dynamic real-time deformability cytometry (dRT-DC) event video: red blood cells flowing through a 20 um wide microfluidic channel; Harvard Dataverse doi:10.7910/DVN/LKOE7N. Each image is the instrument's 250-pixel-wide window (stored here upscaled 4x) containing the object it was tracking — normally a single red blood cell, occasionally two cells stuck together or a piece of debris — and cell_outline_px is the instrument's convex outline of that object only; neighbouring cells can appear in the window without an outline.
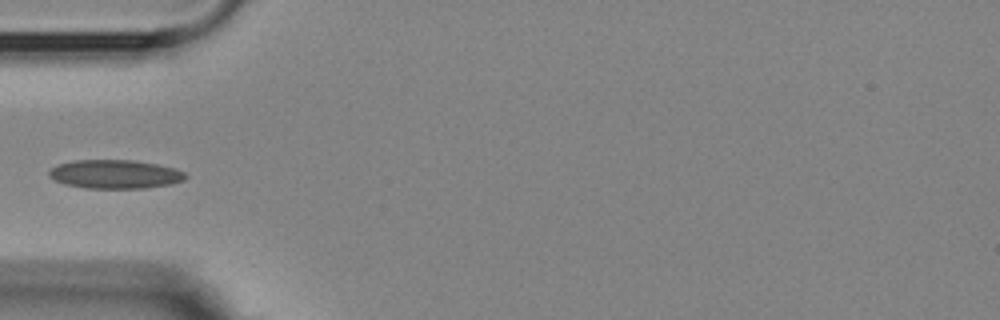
{"species": "Egyptian fruit bat (a non-hibernating species)", "species_latin": "Rousettus aegyptiacus", "temperature_condition": "room temperature", "stored_images_in_passage": 7, "camera_frame_rate_fps": 3000, "um_per_image_px": 0.085, "animal": {"sex": "female"}, "frame": {"image": 1, "passage_image": 4, "time_ms": 4.333, "image_size_px": [1000, 320], "cell_outline_px": [[188, 176], [184, 180], [172, 184], [144, 188], [88, 188], [64, 184], [48, 176], [48, 172], [56, 164], [76, 160], [132, 160], [156, 164], [176, 168], [184, 172]], "centroid_in_image_um": [9.79, 14.8], "position_along_channel_um": 75.2, "area_um2": 22.89}}
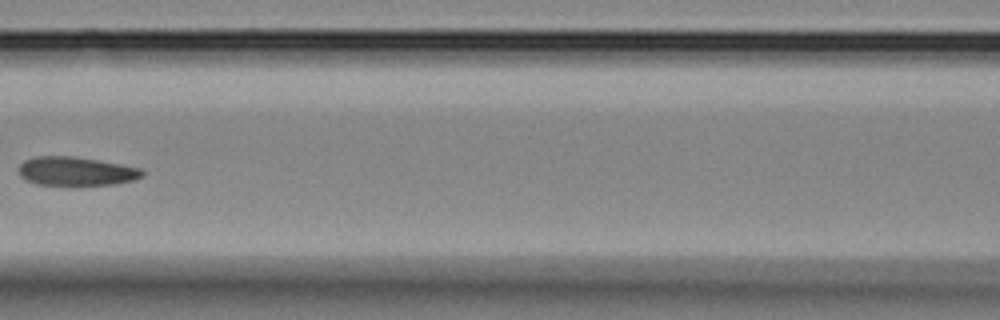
{"frame": {"image": 2, "passage_image": 6, "time_ms": 6.667, "image_size_px": [1000, 320], "cell_outline_px": [[144, 176], [136, 180], [116, 184], [64, 188], [36, 184], [20, 176], [20, 164], [24, 160], [36, 156], [72, 156], [120, 164], [140, 168], [144, 172]], "centroid_in_image_um": [6.48, 14.61], "position_along_channel_um": 160.1, "area_um2": 21.56}}
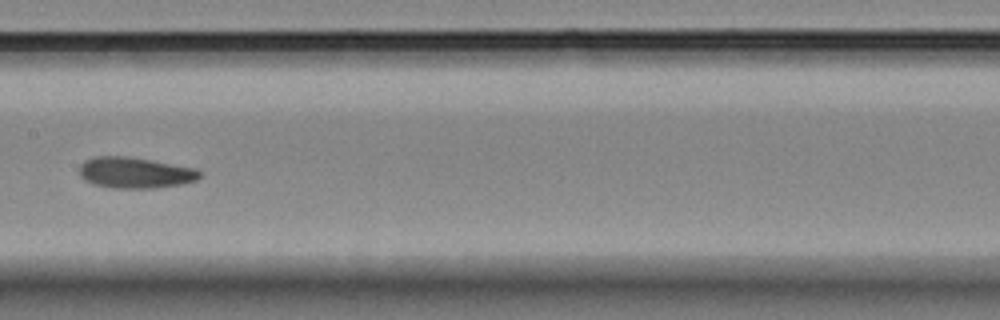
{"frame": {"image": 3, "passage_image": 7, "time_ms": 7.667, "image_size_px": [1000, 320], "cell_outline_px": [[200, 176], [196, 180], [184, 184], [156, 188], [112, 188], [92, 184], [84, 180], [80, 176], [80, 164], [84, 160], [96, 156], [128, 156], [196, 168], [200, 172]], "centroid_in_image_um": [11.46, 14.68], "position_along_channel_um": 195.9, "area_um2": 21.91}}